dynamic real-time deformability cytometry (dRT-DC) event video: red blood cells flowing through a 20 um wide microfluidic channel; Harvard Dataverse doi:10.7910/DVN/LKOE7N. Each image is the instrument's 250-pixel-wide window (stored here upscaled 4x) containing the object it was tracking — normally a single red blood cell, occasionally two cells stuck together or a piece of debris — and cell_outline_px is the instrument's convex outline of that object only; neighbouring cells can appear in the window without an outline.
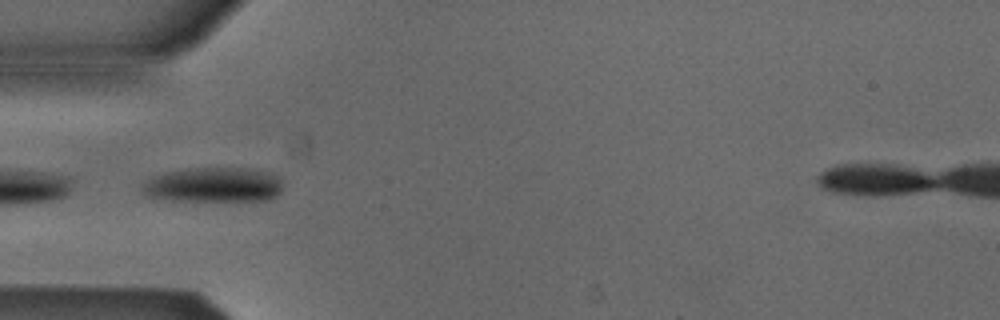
{"species": "Egyptian fruit bat (a non-hibernating species)", "species_latin": "Rousettus aegyptiacus", "temperature_condition": "cold", "stored_images_in_passage": 23, "camera_frame_rate_fps": 3000, "um_per_image_px": 0.085, "animal": {"sex": "male"}, "frame": {"image": 1, "passage_image": 7, "time_ms": 2.0, "image_size_px": [1000, 320], "cell_outline_px": [[280, 192], [276, 196], [268, 200], [168, 200], [144, 196], [144, 184], [148, 180], [156, 176], [168, 172], [188, 168], [240, 168], [268, 172], [280, 176]], "centroid_in_image_um": [18.17, 15.71], "position_along_channel_um": 66.8, "area_um2": 28.09}}
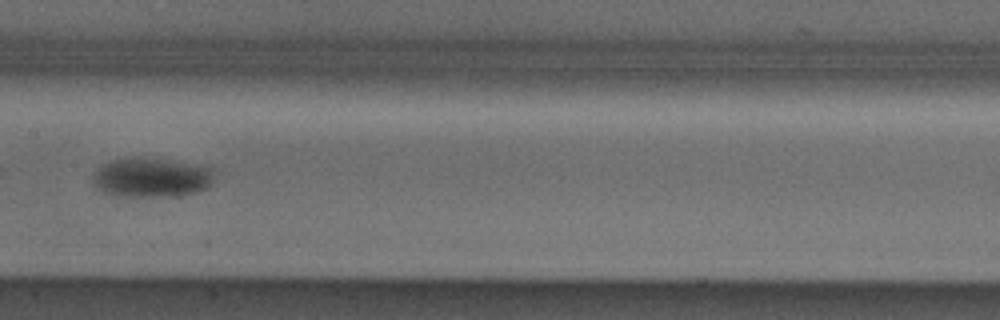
{"frame": {"image": 2, "passage_image": 17, "time_ms": 5.333, "image_size_px": [1000, 320], "cell_outline_px": [[212, 184], [208, 188], [196, 192], [168, 196], [112, 196], [104, 192], [92, 184], [92, 176], [96, 168], [112, 160], [156, 160], [212, 168]], "centroid_in_image_um": [12.8, 15.15], "position_along_channel_um": 194.6, "area_um2": 26.76}}
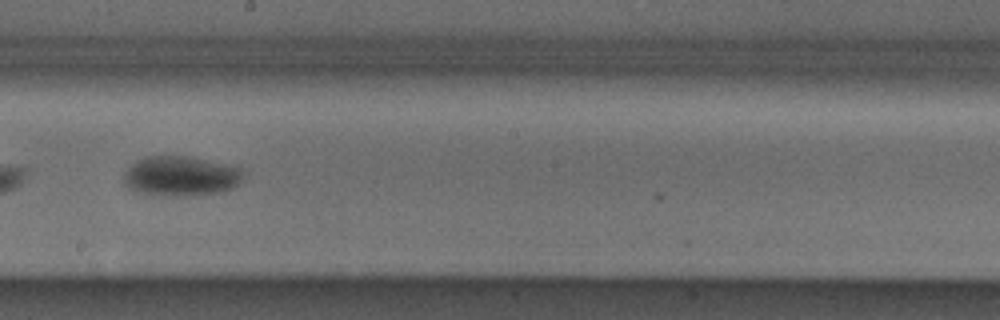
{"frame": {"image": 3, "passage_image": 20, "time_ms": 6.333, "image_size_px": [1000, 320], "cell_outline_px": [[240, 180], [232, 188], [216, 192], [192, 196], [152, 196], [136, 192], [128, 188], [124, 184], [124, 176], [128, 168], [136, 160], [144, 156], [188, 156], [240, 168]], "centroid_in_image_um": [15.25, 14.99], "position_along_channel_um": 232.9, "area_um2": 27.63}}